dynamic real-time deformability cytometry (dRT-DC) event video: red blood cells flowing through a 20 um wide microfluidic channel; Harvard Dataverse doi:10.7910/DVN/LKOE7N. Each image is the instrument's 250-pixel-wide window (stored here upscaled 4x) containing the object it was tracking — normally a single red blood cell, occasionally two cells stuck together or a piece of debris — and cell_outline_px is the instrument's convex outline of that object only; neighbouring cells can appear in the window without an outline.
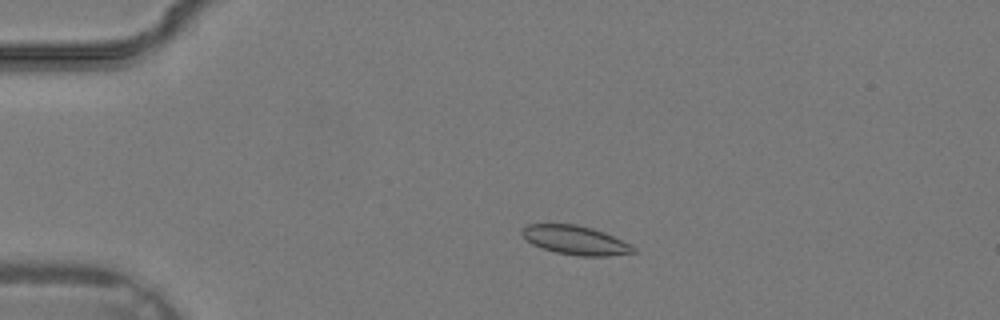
{"species": "common noctule bat (a hibernating species)", "species_latin": "Nyctalus noctula", "temperature_condition": "warm", "stored_images_in_passage": 32, "segment_of_instrument_passage": [1, 2], "camera_frame_rate_fps": 3000, "um_per_image_px": 0.085, "animal": {"sex": "male", "body_mass_g": 19.2, "forearm_length_mm": 51.8}, "frame": {"image": 1, "passage_image": 3, "time_ms": 0.667, "image_size_px": [1000, 320], "cell_outline_px": [[636, 252], [608, 256], [580, 256], [556, 252], [532, 244], [520, 232], [528, 224], [576, 224], [592, 228], [604, 232], [632, 244], [636, 248]], "centroid_in_image_um": [48.96, 20.41], "position_along_channel_um": 36.0, "area_um2": 18.67}}
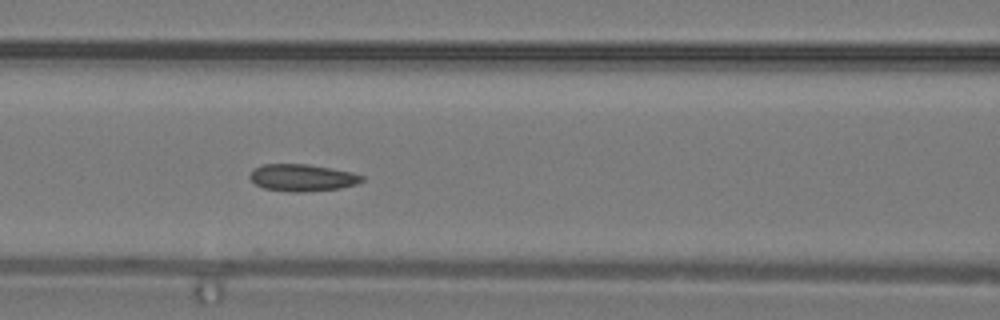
{"frame": {"image": 2, "passage_image": 11, "time_ms": 3.333, "image_size_px": [1000, 320], "cell_outline_px": [[364, 180], [356, 184], [340, 188], [304, 192], [292, 192], [264, 188], [256, 184], [248, 176], [256, 168], [264, 164], [308, 164], [352, 172], [364, 176]], "centroid_in_image_um": [25.72, 15.1], "position_along_channel_um": 140.9, "area_um2": 17.51}}
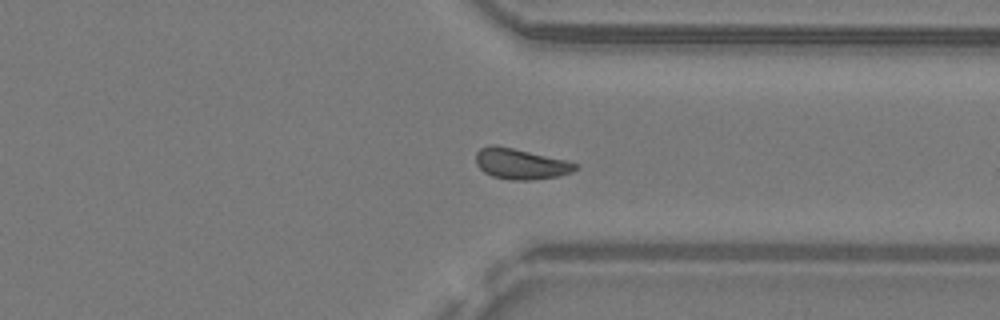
{"frame": {"image": 3, "passage_image": 23, "time_ms": 7.333, "image_size_px": [1000, 320], "cell_outline_px": [[576, 168], [572, 172], [560, 176], [532, 180], [508, 180], [492, 176], [484, 172], [476, 164], [476, 152], [480, 148], [488, 144], [496, 144], [568, 160], [576, 164]], "centroid_in_image_um": [44.23, 13.92], "position_along_channel_um": 367.2, "area_um2": 18.03}}